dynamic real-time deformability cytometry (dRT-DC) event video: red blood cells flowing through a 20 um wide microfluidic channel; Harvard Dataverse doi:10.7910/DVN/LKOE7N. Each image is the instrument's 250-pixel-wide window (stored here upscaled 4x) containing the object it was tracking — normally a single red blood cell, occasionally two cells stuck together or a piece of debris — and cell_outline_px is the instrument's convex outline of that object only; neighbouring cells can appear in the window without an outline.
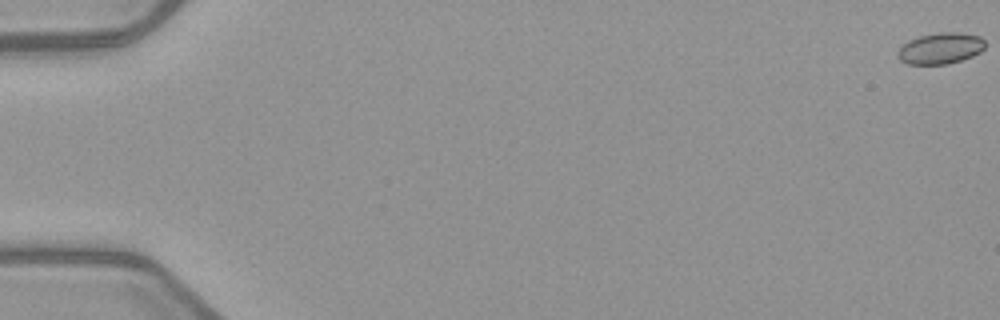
{"species": "common noctule bat (a hibernating species)", "species_latin": "Nyctalus noctula", "temperature_condition": "warm", "stored_images_in_passage": 5, "camera_frame_rate_fps": 3000, "um_per_image_px": 0.085, "animal": {"sex": "female", "body_mass_g": 21.9}, "frame": {"image": 1, "passage_image": 1, "time_ms": 0.0, "image_size_px": [1000, 320], "cell_outline_px": [[984, 48], [980, 52], [972, 56], [948, 64], [908, 64], [900, 60], [896, 56], [896, 52], [908, 40], [920, 36], [940, 32], [960, 32], [980, 36], [984, 40]], "centroid_in_image_um": [79.93, 4.11], "position_along_channel_um": 5.1, "area_um2": 15.9}}
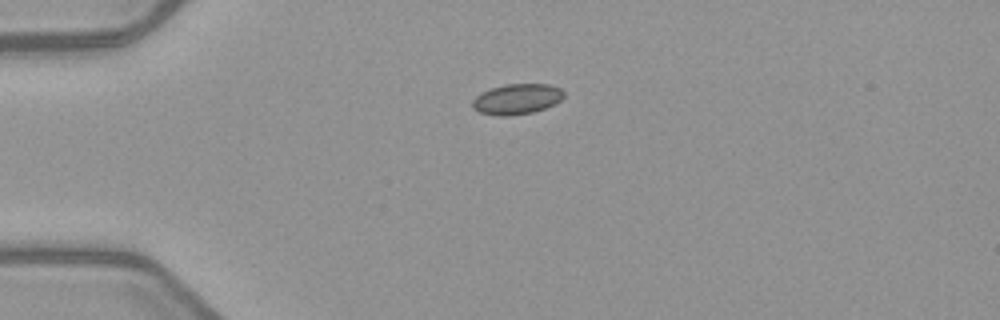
{"frame": {"image": 2, "passage_image": 4, "time_ms": 4.667, "image_size_px": [1000, 320], "cell_outline_px": [[564, 96], [560, 100], [544, 108], [532, 112], [508, 116], [496, 116], [480, 112], [472, 108], [472, 100], [480, 92], [504, 84], [548, 84], [560, 88], [564, 92]], "centroid_in_image_um": [43.89, 8.42], "position_along_channel_um": 41.1, "area_um2": 16.18}}